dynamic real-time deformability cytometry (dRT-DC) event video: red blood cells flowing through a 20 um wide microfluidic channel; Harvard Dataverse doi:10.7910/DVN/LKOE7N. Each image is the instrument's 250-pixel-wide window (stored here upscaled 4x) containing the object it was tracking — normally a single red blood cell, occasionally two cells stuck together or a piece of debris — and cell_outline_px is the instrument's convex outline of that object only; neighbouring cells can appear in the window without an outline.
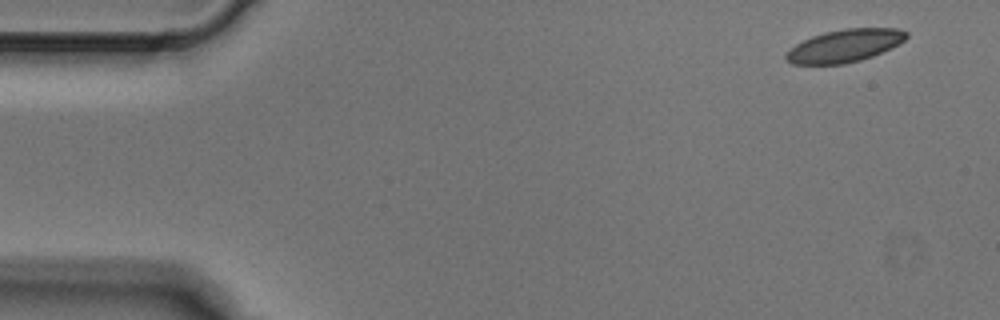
{"species": "Egyptian fruit bat (a non-hibernating species)", "species_latin": "Rousettus aegyptiacus", "temperature_condition": "cold", "stored_images_in_passage": 4, "segment_of_instrument_passage": [1, 2], "camera_frame_rate_fps": 3000, "um_per_image_px": 0.085, "animal": {"sex": "male"}, "frame": {"image": 1, "passage_image": 1, "time_ms": 0.0, "image_size_px": [1000, 320], "cell_outline_px": [[908, 36], [904, 40], [892, 48], [872, 56], [860, 60], [844, 64], [792, 64], [784, 56], [796, 44], [812, 36], [824, 32], [844, 28], [896, 28], [908, 32]], "centroid_in_image_um": [71.83, 3.88], "position_along_channel_um": 13.2, "area_um2": 22.77}}